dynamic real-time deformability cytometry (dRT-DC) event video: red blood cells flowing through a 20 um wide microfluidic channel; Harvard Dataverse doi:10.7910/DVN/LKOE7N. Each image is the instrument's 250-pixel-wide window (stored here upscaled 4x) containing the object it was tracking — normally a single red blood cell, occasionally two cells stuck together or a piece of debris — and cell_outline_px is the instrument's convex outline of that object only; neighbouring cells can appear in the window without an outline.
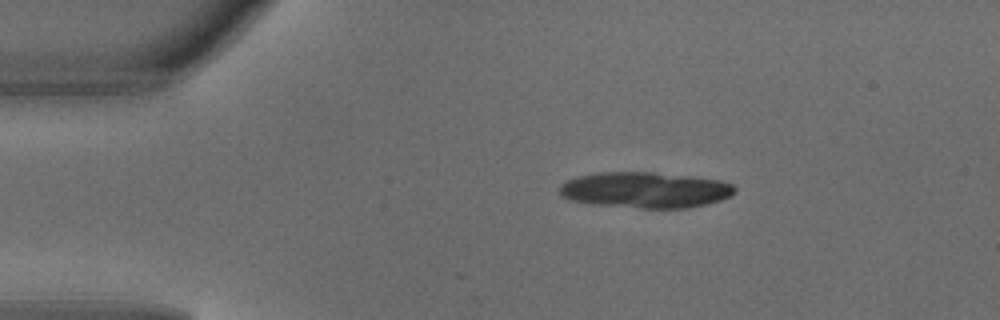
{"species": "common noctule bat (a hibernating species)", "species_latin": "Nyctalus noctula", "temperature_condition": "warm", "stored_images_in_passage": 4, "segment_of_instrument_passage": [1, 2], "camera_frame_rate_fps": 3000, "um_per_image_px": 0.085, "animal": {"sex": "male", "body_mass_g": 18.8}, "frame": {"image": 1, "passage_image": 1, "time_ms": 0.0, "image_size_px": [1000, 320], "cell_outline_px": [[736, 192], [732, 196], [708, 204], [688, 208], [640, 208], [592, 204], [568, 200], [560, 196], [560, 184], [568, 180], [580, 176], [600, 172], [652, 172], [692, 176], [720, 180], [732, 184], [736, 188]], "centroid_in_image_um": [54.87, 16.15], "position_along_channel_um": 30.1, "area_um2": 36.93}}